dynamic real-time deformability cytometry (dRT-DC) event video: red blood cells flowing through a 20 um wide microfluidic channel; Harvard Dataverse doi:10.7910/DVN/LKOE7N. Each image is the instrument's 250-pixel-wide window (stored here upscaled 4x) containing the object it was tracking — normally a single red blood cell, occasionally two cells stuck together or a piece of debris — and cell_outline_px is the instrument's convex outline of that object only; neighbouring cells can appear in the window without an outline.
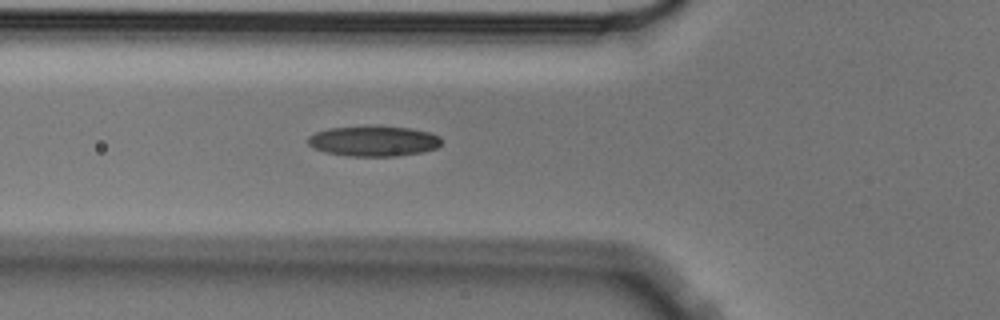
{"species": "Egyptian fruit bat (a non-hibernating species)", "species_latin": "Rousettus aegyptiacus", "temperature_condition": "cold", "stored_images_in_passage": 5, "camera_frame_rate_fps": 3000, "um_per_image_px": 0.085, "animal": {"sex": "male"}, "frame": {"image": 1, "passage_image": 5, "time_ms": 1.333, "image_size_px": [1000, 320], "cell_outline_px": [[440, 144], [436, 148], [424, 152], [396, 156], [348, 156], [324, 152], [312, 148], [308, 144], [308, 136], [316, 132], [328, 128], [368, 124], [380, 124], [408, 128], [428, 132], [440, 136]], "centroid_in_image_um": [31.72, 11.96], "position_along_channel_um": 94.1, "area_um2": 24.33}}